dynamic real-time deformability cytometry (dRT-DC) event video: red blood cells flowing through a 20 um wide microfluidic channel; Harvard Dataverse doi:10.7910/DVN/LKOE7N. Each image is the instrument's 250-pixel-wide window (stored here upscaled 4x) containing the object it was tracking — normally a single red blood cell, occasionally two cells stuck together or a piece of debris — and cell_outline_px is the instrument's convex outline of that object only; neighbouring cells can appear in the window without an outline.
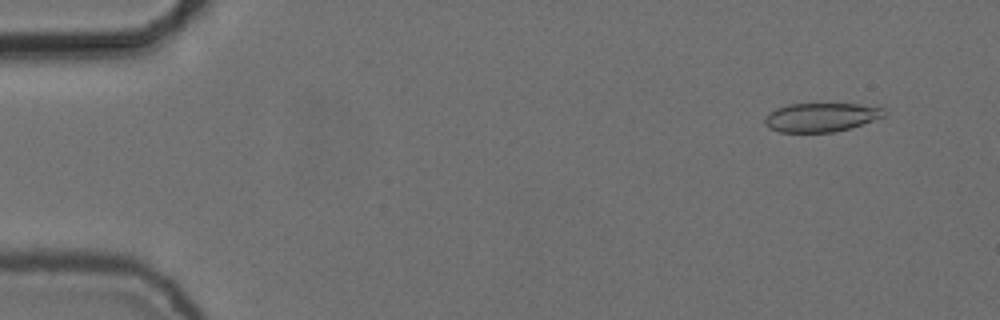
{"species": "common noctule bat (a hibernating species)", "species_latin": "Nyctalus noctula", "temperature_condition": "cold", "stored_images_in_passage": 16, "camera_frame_rate_fps": 3000, "um_per_image_px": 0.085, "animal": {"sex": "female", "body_mass_g": 24.6, "forearm_length_mm": 56.2}, "frame": {"image": 1, "passage_image": 5, "time_ms": 1.333, "image_size_px": [1000, 320], "cell_outline_px": [[884, 116], [848, 128], [832, 132], [780, 132], [768, 128], [764, 120], [768, 112], [776, 108], [788, 104], [860, 104], [884, 108]], "centroid_in_image_um": [69.73, 9.96], "position_along_channel_um": 15.3, "area_um2": 19.83}}
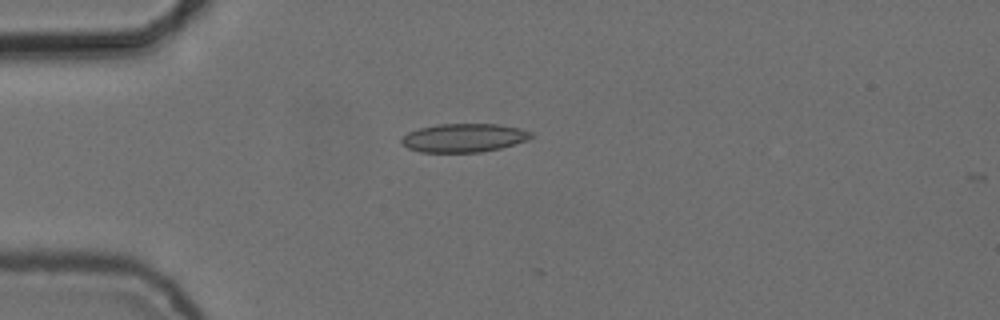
{"frame": {"image": 2, "passage_image": 15, "time_ms": 4.667, "image_size_px": [1000, 320], "cell_outline_px": [[532, 136], [528, 140], [500, 148], [480, 152], [420, 152], [408, 148], [400, 140], [408, 132], [420, 128], [436, 124], [500, 124], [520, 128], [532, 132]], "centroid_in_image_um": [39.44, 11.71], "position_along_channel_um": 45.6, "area_um2": 21.5}}